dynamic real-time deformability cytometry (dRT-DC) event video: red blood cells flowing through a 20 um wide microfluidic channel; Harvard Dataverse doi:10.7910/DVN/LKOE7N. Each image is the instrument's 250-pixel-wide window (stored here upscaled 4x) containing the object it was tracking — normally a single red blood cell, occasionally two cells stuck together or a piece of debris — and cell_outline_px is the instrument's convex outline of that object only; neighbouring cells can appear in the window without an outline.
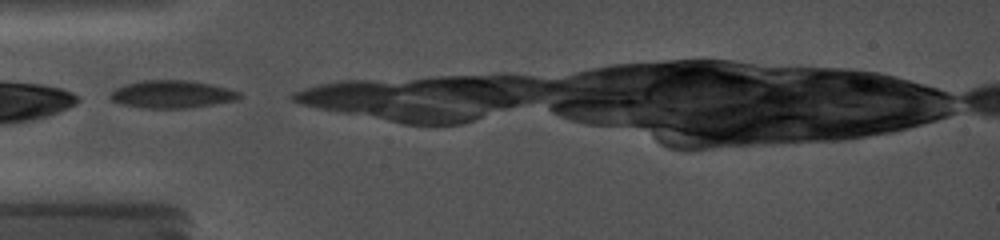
{"species": "common noctule bat (a hibernating species)", "species_latin": "Nyctalus noctula", "temperature_condition": "cold", "stored_images_in_passage": 4, "camera_frame_rate_fps": 5000, "um_per_image_px": 0.085, "animal": {"sex": "female", "body_mass_g": 19.0, "forearm_length_mm": 56.7}, "frame": {"image": 1, "passage_image": 1, "time_ms": 0.0, "image_size_px": [1000, 240], "cell_outline_px": [[240, 96], [236, 100], [188, 108], [140, 108], [120, 104], [112, 100], [108, 96], [116, 88], [128, 84], [144, 80], [188, 80], [228, 88], [240, 92]], "centroid_in_image_um": [14.59, 8.02], "position_along_channel_um": 70.4, "area_um2": 20.63}}